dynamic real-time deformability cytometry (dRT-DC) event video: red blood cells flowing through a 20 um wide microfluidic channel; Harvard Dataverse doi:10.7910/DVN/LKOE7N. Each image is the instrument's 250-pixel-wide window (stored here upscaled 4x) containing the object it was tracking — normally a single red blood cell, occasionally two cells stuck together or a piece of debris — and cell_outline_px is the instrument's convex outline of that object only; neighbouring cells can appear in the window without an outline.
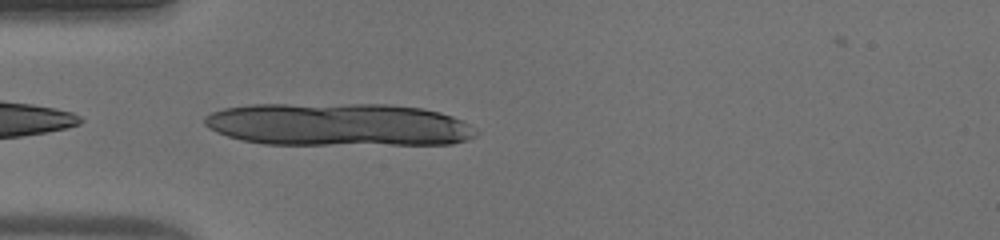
{"species": "human", "species_latin": "Homo sapiens", "temperature_condition": "warm", "stored_images_in_passage": 10, "camera_frame_rate_fps": 3000, "um_per_image_px": 0.085, "donor": {"sex": "male"}, "frame": {"image": 1, "passage_image": 1, "time_ms": 0.0, "image_size_px": [1000, 240], "cell_outline_px": [[480, 132], [476, 136], [468, 140], [452, 144], [264, 144], [240, 140], [216, 132], [208, 128], [204, 124], [204, 116], [212, 112], [224, 108], [248, 104], [388, 104], [424, 108], [440, 112], [452, 116], [468, 124]], "centroid_in_image_um": [28.76, 10.59], "position_along_channel_um": 56.2, "area_um2": 68.38}}